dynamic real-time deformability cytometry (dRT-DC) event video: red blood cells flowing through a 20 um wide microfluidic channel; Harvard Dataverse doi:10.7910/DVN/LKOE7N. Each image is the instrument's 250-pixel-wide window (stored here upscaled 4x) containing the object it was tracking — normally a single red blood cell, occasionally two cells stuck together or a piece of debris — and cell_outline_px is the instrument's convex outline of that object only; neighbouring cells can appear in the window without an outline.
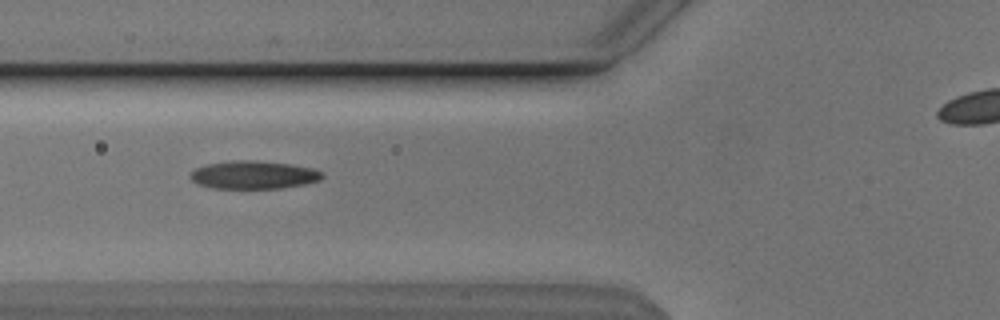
{"species": "Egyptian fruit bat (a non-hibernating species)", "species_latin": "Rousettus aegyptiacus", "temperature_condition": "cold", "stored_images_in_passage": 32, "camera_frame_rate_fps": 3000, "um_per_image_px": 0.085, "animal": {"sex": "male"}, "frame": {"image": 1, "passage_image": 4, "time_ms": 1.0, "image_size_px": [1000, 320], "cell_outline_px": [[324, 176], [320, 180], [304, 184], [280, 188], [212, 188], [196, 184], [192, 180], [192, 172], [196, 168], [208, 164], [232, 160], [256, 160], [288, 164], [312, 168], [324, 172]], "centroid_in_image_um": [21.58, 14.86], "position_along_channel_um": 104.2, "area_um2": 21.44}}
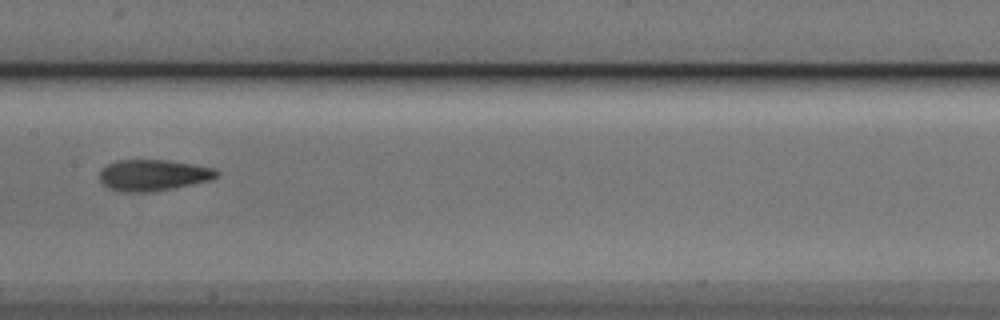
{"frame": {"image": 2, "passage_image": 11, "time_ms": 3.333, "image_size_px": [1000, 320], "cell_outline_px": [[220, 176], [212, 180], [152, 192], [120, 192], [108, 188], [100, 180], [100, 168], [116, 160], [168, 160], [216, 168], [220, 172]], "centroid_in_image_um": [13.04, 14.89], "position_along_channel_um": 194.4, "area_um2": 21.56}}
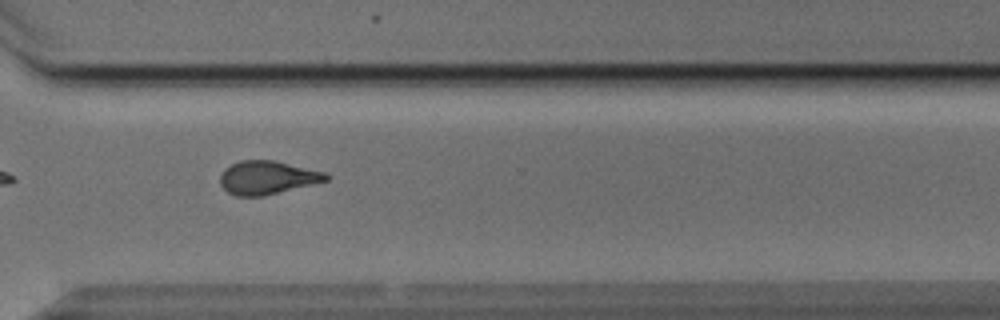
{"frame": {"image": 3, "passage_image": 23, "time_ms": 7.333, "image_size_px": [1000, 320], "cell_outline_px": [[328, 180], [312, 184], [260, 196], [236, 196], [228, 192], [220, 184], [220, 176], [224, 168], [240, 160], [272, 160], [324, 172], [328, 176]], "centroid_in_image_um": [22.66, 15.09], "position_along_channel_um": 347.9, "area_um2": 20.17}}